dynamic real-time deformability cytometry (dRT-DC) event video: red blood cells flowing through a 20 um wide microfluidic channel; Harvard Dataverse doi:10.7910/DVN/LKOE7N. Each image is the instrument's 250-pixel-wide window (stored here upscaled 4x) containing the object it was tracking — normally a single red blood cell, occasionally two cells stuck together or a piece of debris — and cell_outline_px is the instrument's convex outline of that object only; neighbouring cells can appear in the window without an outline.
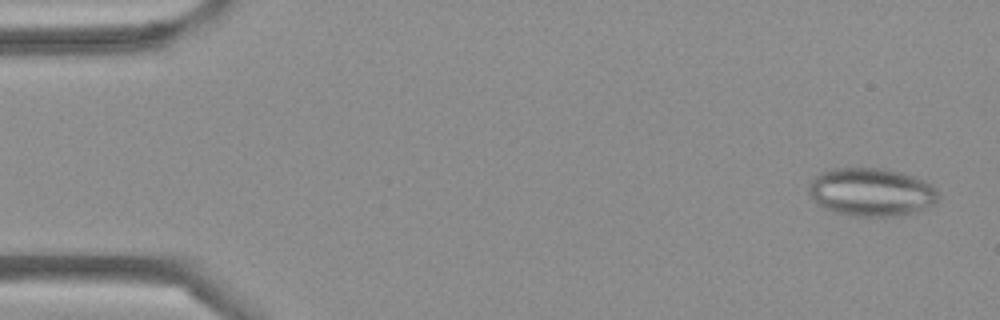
{"species": "Egyptian fruit bat (a non-hibernating species)", "species_latin": "Rousettus aegyptiacus", "temperature_condition": "cold", "stored_images_in_passage": 4, "camera_frame_rate_fps": 3000, "um_per_image_px": 0.085, "frame": {"image": 1, "passage_image": 1, "time_ms": 0.0, "image_size_px": [1000, 320], "cell_outline_px": [[940, 196], [928, 208], [904, 216], [856, 216], [832, 212], [816, 204], [812, 200], [808, 192], [808, 184], [820, 172], [832, 168], [884, 168], [900, 172], [924, 180], [932, 184], [936, 188]], "centroid_in_image_um": [74.05, 16.33], "position_along_channel_um": 10.9, "area_um2": 36.93}}